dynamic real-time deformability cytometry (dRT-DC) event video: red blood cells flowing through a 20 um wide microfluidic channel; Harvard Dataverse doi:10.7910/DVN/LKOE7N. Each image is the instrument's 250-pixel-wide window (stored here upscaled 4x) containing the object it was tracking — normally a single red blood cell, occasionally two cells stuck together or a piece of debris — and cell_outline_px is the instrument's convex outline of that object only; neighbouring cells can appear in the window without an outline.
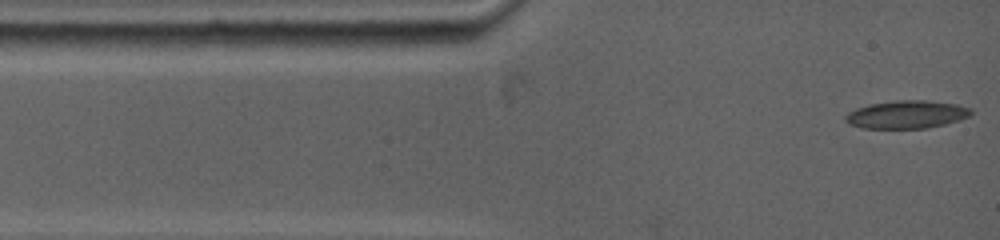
{"species": "common noctule bat (a hibernating species)", "species_latin": "Nyctalus noctula", "temperature_condition": "warm", "stored_images_in_passage": 41, "camera_frame_rate_fps": 5000, "um_per_image_px": 0.085, "animal": {"sex": "female", "body_mass_g": 19.0, "forearm_length_mm": 53.3}, "frame": {"image": 1, "passage_image": 1, "time_ms": 0.0, "image_size_px": [1000, 240], "cell_outline_px": [[972, 112], [968, 116], [960, 120], [928, 128], [864, 128], [848, 124], [844, 120], [844, 116], [848, 112], [856, 108], [872, 104], [896, 100], [924, 100], [956, 104], [972, 108]], "centroid_in_image_um": [77.05, 9.73], "position_along_channel_um": 7.9, "area_um2": 20.4}}
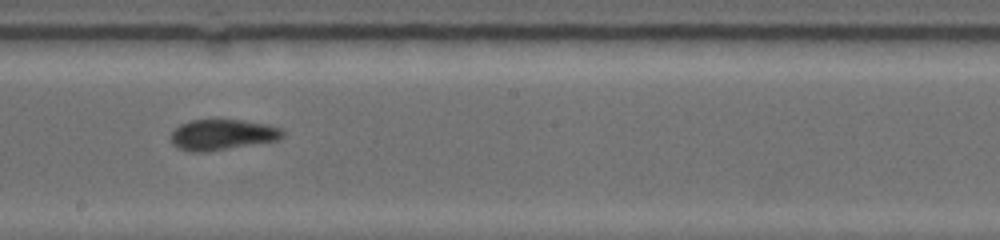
{"frame": {"image": 2, "passage_image": 18, "time_ms": 6.8, "image_size_px": [1000, 240], "cell_outline_px": [[284, 136], [276, 140], [208, 152], [188, 152], [172, 144], [168, 136], [180, 124], [192, 120], [244, 120], [268, 124], [280, 128], [284, 132]], "centroid_in_image_um": [18.86, 11.45], "position_along_channel_um": 229.3, "area_um2": 20.06}}
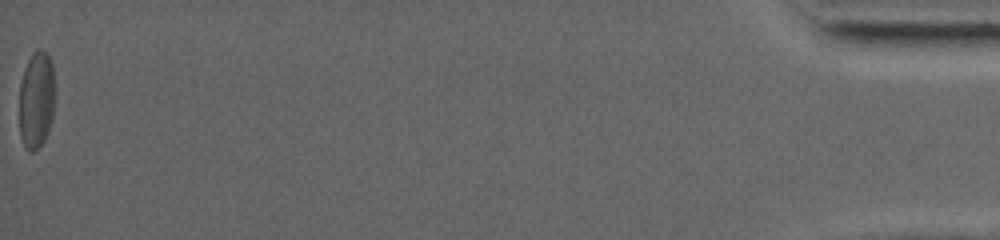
{"frame": {"image": 3, "passage_image": 41, "time_ms": 16.4, "image_size_px": [1000, 240], "cell_outline_px": [[56, 92], [52, 116], [48, 132], [44, 140], [32, 152], [28, 152], [24, 148], [20, 136], [20, 84], [24, 68], [32, 52], [36, 48], [40, 48], [48, 56], [52, 64]], "centroid_in_image_um": [3.1, 8.47], "position_along_channel_um": 432.1, "area_um2": 20.52}, "authors_computed_cell_mechanics": {"area_um2": 20.1722, "velocity_mm_per_s": 3.8816, "shape_relaxation_time_tau1_ms": null, "shape_relaxation_time_tau2_ms": 3.4874, "deformation_change_tau1": null, "deformation_change_tau2": 0.0794}}